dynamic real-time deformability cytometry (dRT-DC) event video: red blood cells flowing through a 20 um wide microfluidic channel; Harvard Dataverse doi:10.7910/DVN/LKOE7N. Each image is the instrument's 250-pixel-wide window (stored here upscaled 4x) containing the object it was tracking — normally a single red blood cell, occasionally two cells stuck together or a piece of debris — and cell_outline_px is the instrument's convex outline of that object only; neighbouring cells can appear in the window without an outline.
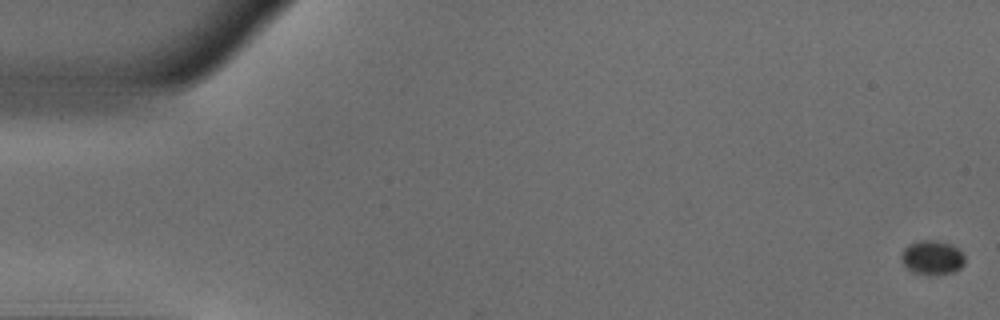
{"species": "common noctule bat (a hibernating species)", "species_latin": "Nyctalus noctula", "temperature_condition": "warm", "stored_images_in_passage": 8, "camera_frame_rate_fps": 3000, "um_per_image_px": 0.085, "animal": {"sex": "male", "body_mass_g": 18.8}, "frame": {"image": 1, "passage_image": 1, "time_ms": 0.0, "image_size_px": [1000, 320], "cell_outline_px": [[964, 264], [956, 272], [928, 276], [912, 272], [900, 260], [900, 252], [908, 244], [920, 240], [932, 240], [952, 244], [964, 256]], "centroid_in_image_um": [79.2, 21.91], "position_along_channel_um": 5.8, "area_um2": 12.89}}